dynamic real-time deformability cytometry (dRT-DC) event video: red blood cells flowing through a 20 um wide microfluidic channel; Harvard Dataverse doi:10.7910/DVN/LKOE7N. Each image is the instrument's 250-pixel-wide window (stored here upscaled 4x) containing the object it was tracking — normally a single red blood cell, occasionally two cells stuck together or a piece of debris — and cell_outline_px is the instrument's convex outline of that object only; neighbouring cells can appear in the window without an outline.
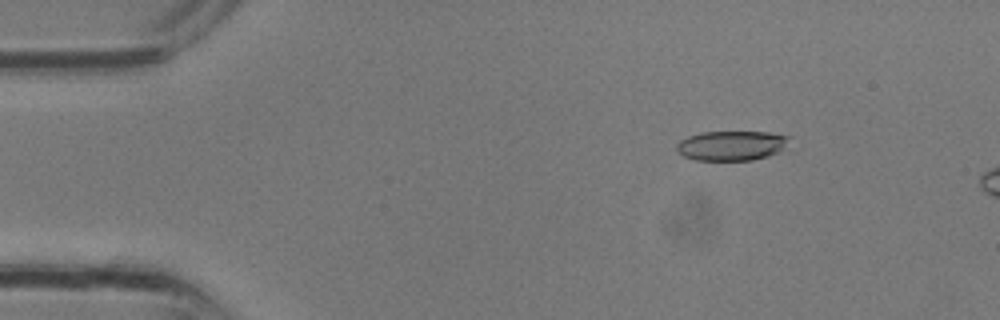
{"species": "common noctule bat (a hibernating species)", "species_latin": "Nyctalus noctula", "temperature_condition": "room temperature", "stored_images_in_passage": 5, "camera_frame_rate_fps": 3000, "um_per_image_px": 0.085, "animal": {"sex": "male", "body_mass_g": 13.3}, "frame": {"image": 1, "passage_image": 1, "time_ms": 0.0, "image_size_px": [1000, 320], "cell_outline_px": [[792, 136], [784, 148], [780, 152], [768, 156], [752, 160], [696, 160], [684, 156], [676, 148], [676, 144], [680, 140], [688, 136], [700, 132], [768, 132]], "centroid_in_image_um": [62.21, 12.37], "position_along_channel_um": 22.8, "area_um2": 19.59}}